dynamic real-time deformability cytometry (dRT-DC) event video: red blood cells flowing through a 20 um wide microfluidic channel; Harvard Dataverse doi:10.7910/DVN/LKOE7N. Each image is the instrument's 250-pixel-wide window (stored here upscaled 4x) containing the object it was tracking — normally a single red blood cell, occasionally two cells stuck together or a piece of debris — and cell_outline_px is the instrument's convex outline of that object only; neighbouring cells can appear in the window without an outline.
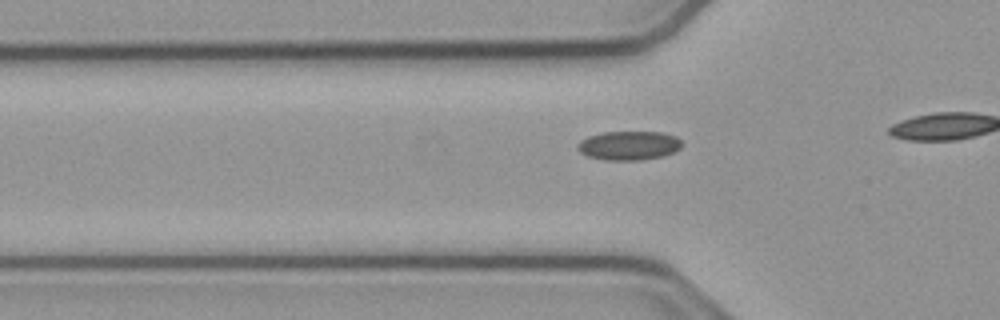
{"species": "common noctule bat (a hibernating species)", "species_latin": "Nyctalus noctula", "temperature_condition": "cold", "stored_images_in_passage": 8, "camera_frame_rate_fps": 3000, "um_per_image_px": 0.085, "animal": {"sex": "male", "body_mass_g": 23.1, "forearm_length_mm": 52.7}, "frame": {"image": 1, "passage_image": 3, "time_ms": 0.667, "image_size_px": [1000, 320], "cell_outline_px": [[684, 144], [680, 148], [664, 156], [640, 160], [604, 160], [588, 156], [580, 152], [576, 148], [576, 144], [580, 140], [588, 136], [604, 132], [664, 132], [676, 136]], "centroid_in_image_um": [53.45, 12.36], "position_along_channel_um": 72.4, "area_um2": 17.8}}
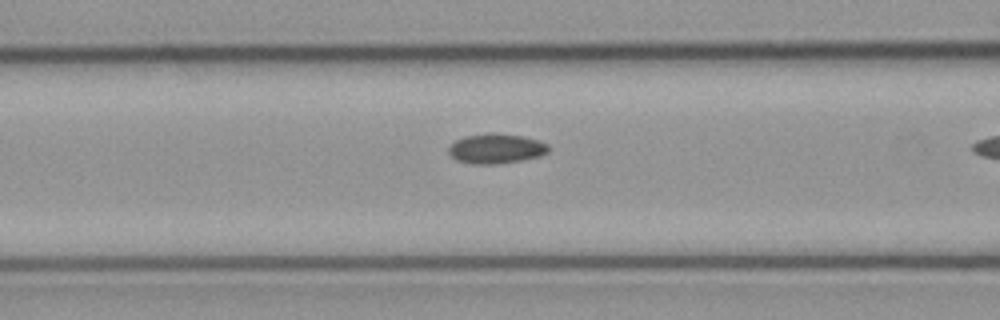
{"frame": {"image": 2, "passage_image": 7, "time_ms": 2.0, "image_size_px": [1000, 320], "cell_outline_px": [[548, 152], [540, 156], [520, 160], [492, 164], [472, 164], [456, 160], [448, 152], [448, 148], [456, 140], [464, 136], [488, 132], [492, 132], [520, 136], [540, 140], [548, 144]], "centroid_in_image_um": [42.15, 12.62], "position_along_channel_um": 124.4, "area_um2": 17.34}}